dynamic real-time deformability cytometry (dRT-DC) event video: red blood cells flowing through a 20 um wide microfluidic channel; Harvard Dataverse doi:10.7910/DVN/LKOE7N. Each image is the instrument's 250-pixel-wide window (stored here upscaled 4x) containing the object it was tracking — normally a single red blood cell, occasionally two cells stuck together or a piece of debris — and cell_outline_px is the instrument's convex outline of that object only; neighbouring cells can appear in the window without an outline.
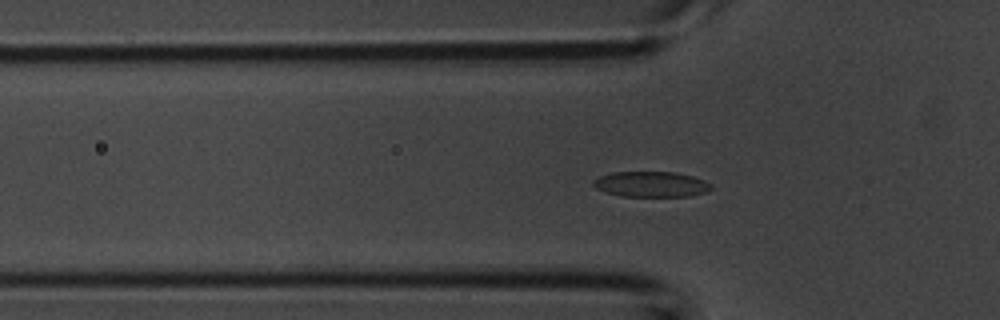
{"species": "common noctule bat (a hibernating species)", "species_latin": "Nyctalus noctula", "temperature_condition": "room temperature", "stored_images_in_passage": 46, "camera_frame_rate_fps": 3000, "um_per_image_px": 0.085, "animal": {"sex": "male", "body_mass_g": 20.1, "forearm_length_mm": 53.5}, "frame": {"image": 1, "passage_image": 16, "time_ms": 5.0, "image_size_px": [1000, 320], "cell_outline_px": [[712, 188], [708, 192], [688, 196], [620, 196], [604, 192], [596, 188], [592, 184], [592, 180], [600, 176], [612, 172], [676, 172], [692, 176], [704, 180], [712, 184]], "centroid_in_image_um": [55.34, 15.66], "position_along_channel_um": 70.5, "area_um2": 17.63}}
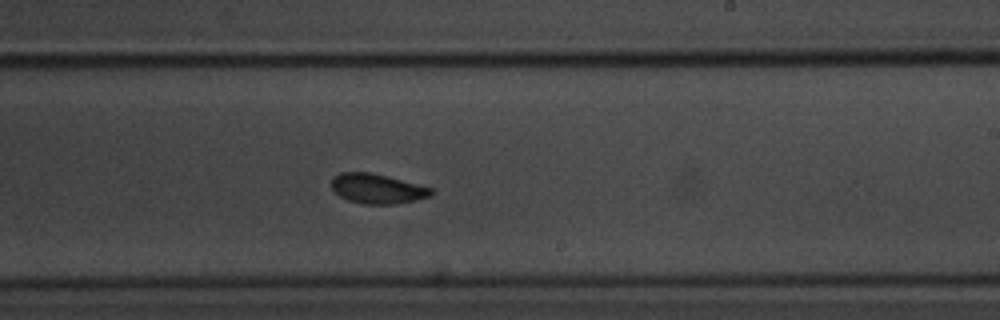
{"frame": {"image": 2, "passage_image": 31, "time_ms": 10.0, "image_size_px": [1000, 320], "cell_outline_px": [[436, 192], [432, 196], [416, 200], [396, 204], [364, 204], [348, 200], [332, 192], [332, 176], [340, 172], [372, 172], [432, 188]], "centroid_in_image_um": [32.06, 16.04], "position_along_channel_um": 256.9, "area_um2": 17.51}}
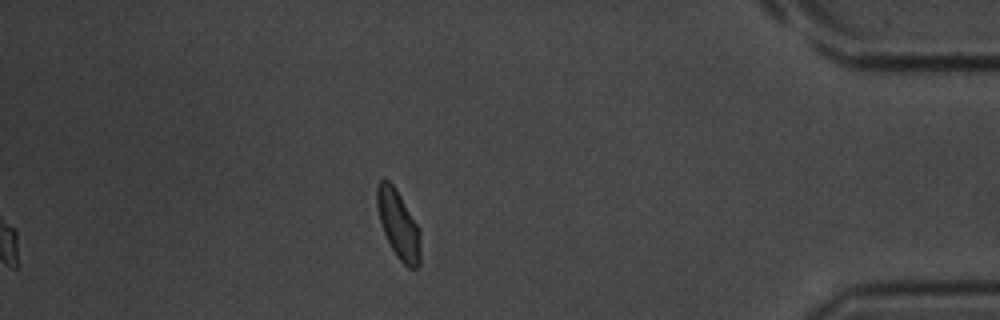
{"frame": {"image": 3, "passage_image": 46, "time_ms": 15.0, "image_size_px": [1000, 320], "cell_outline_px": [[420, 264], [416, 268], [408, 268], [400, 260], [392, 248], [384, 232], [376, 208], [376, 184], [384, 176], [392, 184], [400, 196], [420, 228]], "centroid_in_image_um": [33.85, 19.05], "position_along_channel_um": 401.3, "area_um2": 17.28}, "authors_computed_cell_mechanics": {"area_um2": 17.629, "velocity_mm_per_s": 3.7192, "shape_relaxation_time_tau1_ms": 2.2878, "shape_relaxation_time_tau2_ms": 1.2983, "deformation_change_tau1": 0.0996, "deformation_change_tau2": 0.0521}}